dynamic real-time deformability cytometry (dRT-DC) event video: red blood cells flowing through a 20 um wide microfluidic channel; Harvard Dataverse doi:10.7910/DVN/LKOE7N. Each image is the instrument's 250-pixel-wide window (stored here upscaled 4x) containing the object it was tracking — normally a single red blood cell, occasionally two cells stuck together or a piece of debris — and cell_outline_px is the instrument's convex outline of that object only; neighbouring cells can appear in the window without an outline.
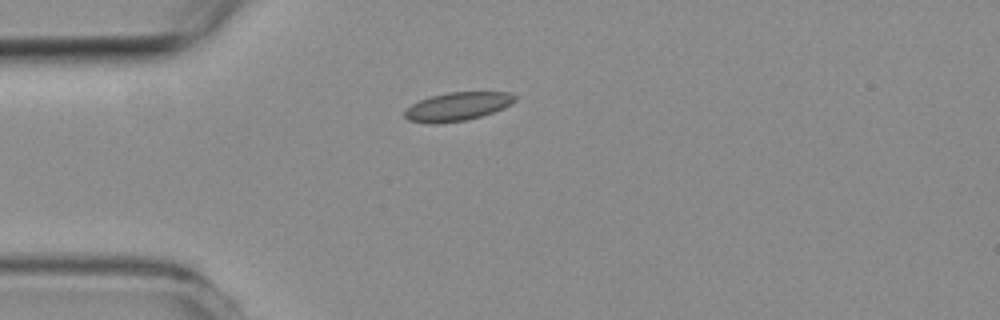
{"species": "common noctule bat (a hibernating species)", "species_latin": "Nyctalus noctula", "temperature_condition": "room temperature", "stored_images_in_passage": 3, "camera_frame_rate_fps": 3000, "um_per_image_px": 0.085, "animal": {"sex": "female", "body_mass_g": 19.3, "forearm_length_mm": 54.1}, "frame": {"image": 1, "passage_image": 1, "time_ms": 0.0, "image_size_px": [1000, 320], "cell_outline_px": [[516, 100], [512, 104], [504, 108], [480, 116], [464, 120], [440, 124], [428, 124], [408, 120], [404, 116], [404, 112], [412, 104], [420, 100], [432, 96], [448, 92], [508, 92], [516, 96]], "centroid_in_image_um": [38.88, 9.06], "position_along_channel_um": 46.1, "area_um2": 18.26}}
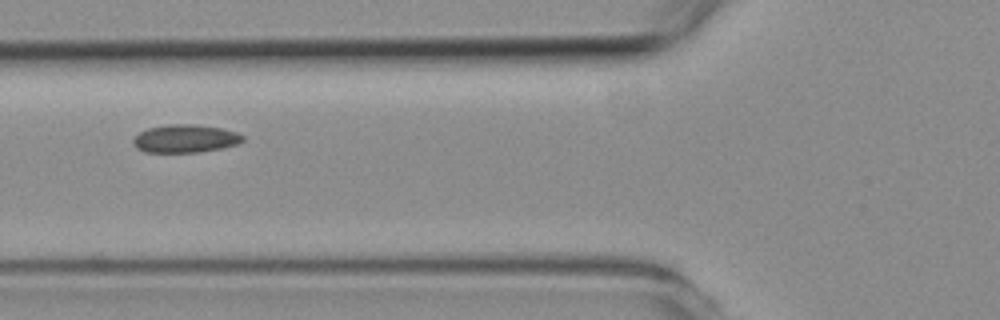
{"frame": {"image": 2, "passage_image": 3, "time_ms": 2.0, "image_size_px": [1000, 320], "cell_outline_px": [[244, 140], [236, 144], [220, 148], [200, 152], [144, 152], [136, 148], [132, 140], [140, 132], [148, 128], [168, 124], [192, 124], [220, 128], [236, 132], [244, 136]], "centroid_in_image_um": [15.72, 11.78], "position_along_channel_um": 110.1, "area_um2": 17.74}}